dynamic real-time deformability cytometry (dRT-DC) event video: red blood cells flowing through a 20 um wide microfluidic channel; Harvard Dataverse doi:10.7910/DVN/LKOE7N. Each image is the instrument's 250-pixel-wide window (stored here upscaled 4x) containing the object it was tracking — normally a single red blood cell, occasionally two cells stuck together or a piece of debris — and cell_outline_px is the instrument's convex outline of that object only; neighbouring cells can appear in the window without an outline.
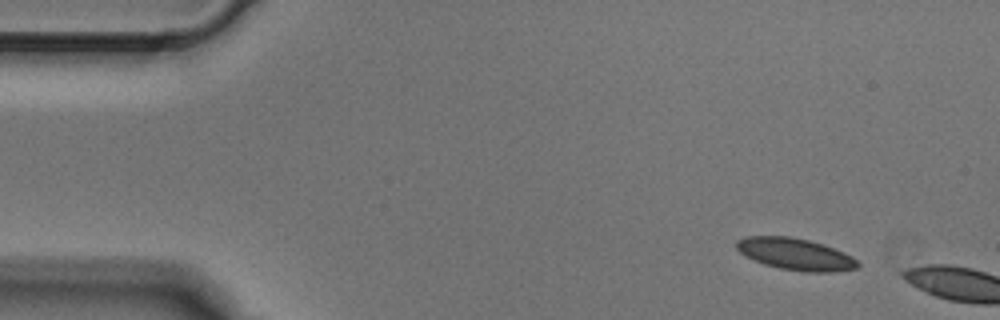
{"species": "Egyptian fruit bat (a non-hibernating species)", "species_latin": "Rousettus aegyptiacus", "temperature_condition": "cold", "stored_images_in_passage": 2, "camera_frame_rate_fps": 3000, "um_per_image_px": 0.085, "animal": {"sex": "male"}, "frame": {"image": 1, "passage_image": 1, "time_ms": 0.0, "image_size_px": [1000, 320], "cell_outline_px": [[860, 264], [856, 268], [836, 272], [804, 272], [780, 268], [764, 264], [740, 252], [736, 248], [736, 240], [744, 236], [788, 236], [808, 240], [824, 244], [844, 252], [852, 256]], "centroid_in_image_um": [67.63, 21.6], "position_along_channel_um": 17.4, "area_um2": 22.43}}